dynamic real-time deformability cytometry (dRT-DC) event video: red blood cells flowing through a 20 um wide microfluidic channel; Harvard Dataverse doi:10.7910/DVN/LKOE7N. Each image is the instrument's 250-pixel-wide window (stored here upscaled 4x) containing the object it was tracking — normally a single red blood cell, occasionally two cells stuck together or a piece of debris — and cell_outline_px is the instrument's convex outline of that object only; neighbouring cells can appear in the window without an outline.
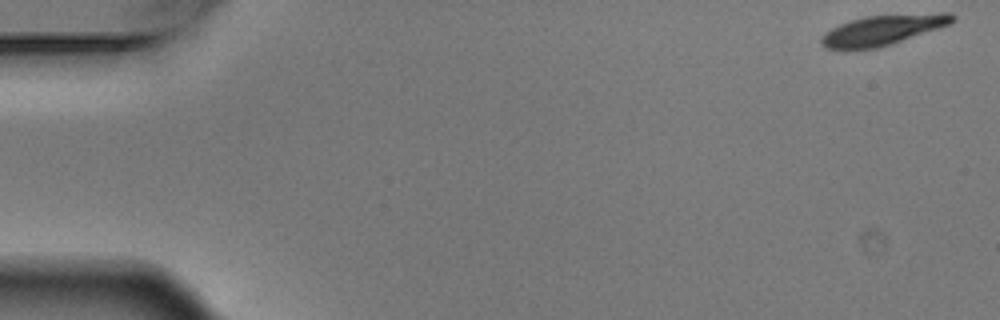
{"species": "Egyptian fruit bat (a non-hibernating species)", "species_latin": "Rousettus aegyptiacus", "temperature_condition": "warm", "stored_images_in_passage": 6, "segment_of_instrument_passage": [1, 2], "camera_frame_rate_fps": 3000, "um_per_image_px": 0.085, "animal": {"sex": "male"}, "frame": {"image": 1, "passage_image": 1, "time_ms": 0.0, "image_size_px": [1000, 320], "cell_outline_px": [[956, 20], [948, 24], [876, 48], [844, 52], [840, 52], [824, 48], [820, 44], [820, 36], [824, 32], [840, 24], [864, 16], [940, 12], [952, 12], [956, 16]], "centroid_in_image_um": [74.91, 2.57], "position_along_channel_um": 10.1, "area_um2": 23.35}}
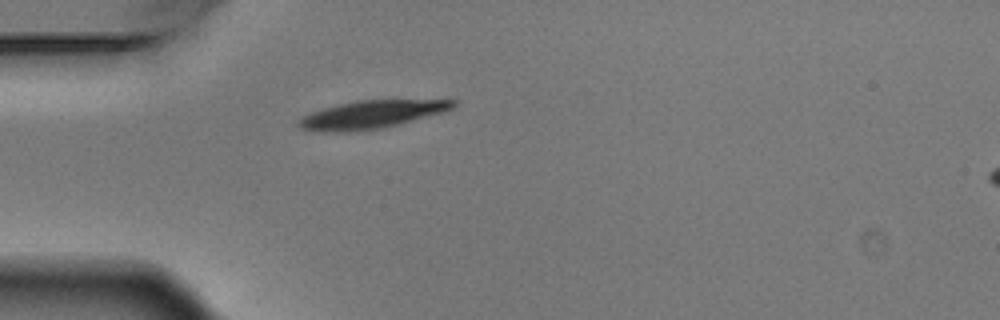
{"frame": {"image": 2, "passage_image": 5, "time_ms": 1.333, "image_size_px": [1000, 320], "cell_outline_px": [[460, 104], [456, 108], [444, 112], [380, 128], [348, 132], [324, 132], [300, 128], [296, 124], [296, 120], [312, 112], [324, 108], [356, 100], [460, 100]], "centroid_in_image_um": [31.61, 9.72], "position_along_channel_um": 53.4, "area_um2": 25.09}}